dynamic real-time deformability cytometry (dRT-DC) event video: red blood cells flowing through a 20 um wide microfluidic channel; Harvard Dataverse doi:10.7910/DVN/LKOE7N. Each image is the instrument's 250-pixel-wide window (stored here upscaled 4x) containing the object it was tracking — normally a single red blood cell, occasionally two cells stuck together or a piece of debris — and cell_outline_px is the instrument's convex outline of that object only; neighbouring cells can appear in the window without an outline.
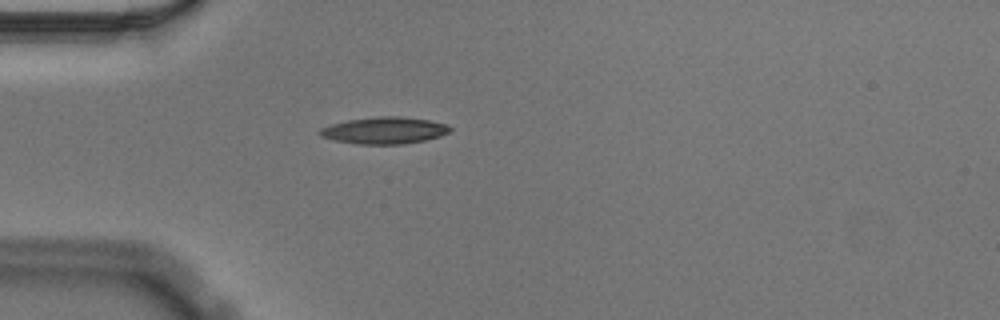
{"species": "Egyptian fruit bat (a non-hibernating species)", "species_latin": "Rousettus aegyptiacus", "temperature_condition": "cold", "stored_images_in_passage": 42, "camera_frame_rate_fps": 3000, "um_per_image_px": 0.085, "animal": {"sex": "male"}, "frame": {"image": 1, "passage_image": 2, "time_ms": 0.333, "image_size_px": [1000, 320], "cell_outline_px": [[452, 128], [448, 132], [440, 136], [424, 140], [404, 144], [356, 144], [336, 140], [320, 136], [316, 132], [320, 128], [332, 124], [348, 120], [376, 116], [400, 116], [428, 120], [448, 124]], "centroid_in_image_um": [32.66, 11.08], "position_along_channel_um": 52.3, "area_um2": 20.35}}
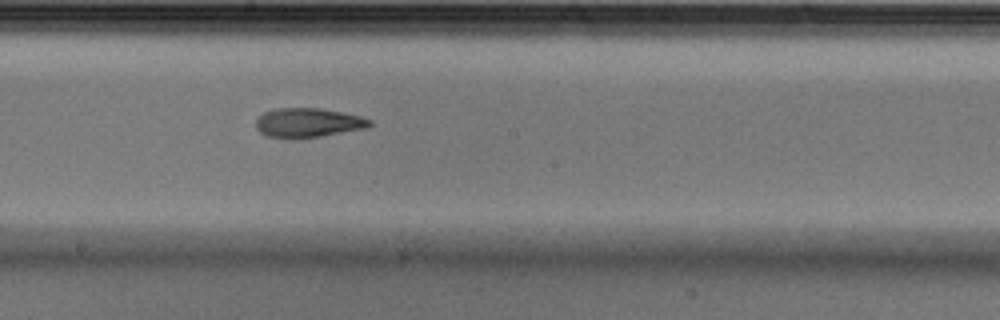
{"frame": {"image": 2, "passage_image": 17, "time_ms": 5.333, "image_size_px": [1000, 320], "cell_outline_px": [[372, 124], [368, 128], [320, 136], [292, 140], [268, 136], [260, 132], [256, 128], [256, 120], [264, 112], [272, 108], [320, 108], [360, 116], [372, 120]], "centroid_in_image_um": [26.17, 10.44], "position_along_channel_um": 222.0, "area_um2": 19.65}}
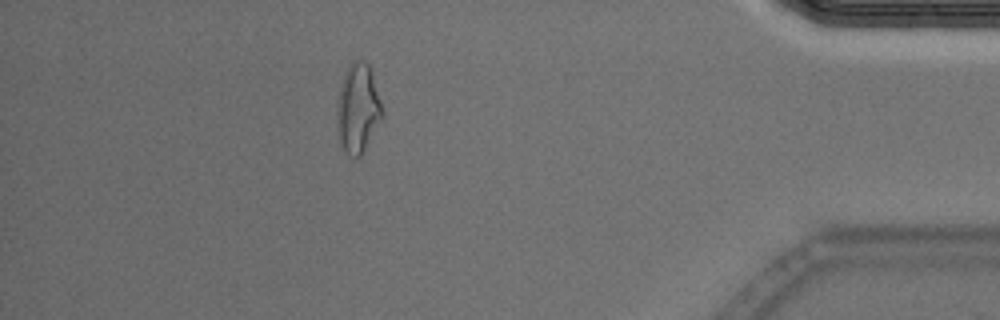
{"frame": {"image": 3, "passage_image": 36, "time_ms": 11.667, "image_size_px": [1000, 320], "cell_outline_px": [[384, 116], [360, 156], [348, 156], [340, 140], [336, 124], [336, 108], [340, 84], [344, 72], [348, 64], [352, 60], [364, 60], [372, 68], [384, 112]], "centroid_in_image_um": [30.43, 9.14], "position_along_channel_um": 404.8, "area_um2": 23.99}, "authors_computed_cell_mechanics": {"area_um2": 19.7676, "velocity_mm_per_s": 3.5658, "shape_relaxation_time_tau1_ms": 9.1204, "shape_relaxation_time_tau2_ms": 4.6195, "deformation_change_tau1": 0.251, "deformation_change_tau2": 0.117}}